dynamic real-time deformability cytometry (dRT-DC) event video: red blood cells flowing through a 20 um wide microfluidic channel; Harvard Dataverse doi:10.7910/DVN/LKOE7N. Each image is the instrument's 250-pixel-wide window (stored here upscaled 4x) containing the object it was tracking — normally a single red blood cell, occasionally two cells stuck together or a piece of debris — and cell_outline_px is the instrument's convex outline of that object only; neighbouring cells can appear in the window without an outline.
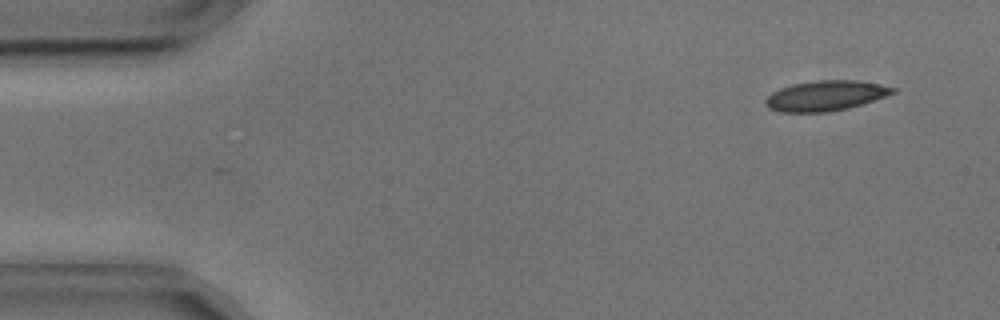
{"species": "common noctule bat (a hibernating species)", "species_latin": "Nyctalus noctula", "temperature_condition": "cold", "stored_images_in_passage": 54, "camera_frame_rate_fps": 3000, "um_per_image_px": 0.085, "animal": {"sex": "male", "body_mass_g": 17.9, "forearm_length_mm": 54.2}, "frame": {"image": 1, "passage_image": 4, "time_ms": 1.0, "image_size_px": [1000, 320], "cell_outline_px": [[896, 92], [848, 108], [828, 112], [780, 112], [768, 108], [764, 100], [772, 92], [780, 88], [792, 84], [816, 80], [856, 80], [880, 84], [896, 88]], "centroid_in_image_um": [70.14, 8.13], "position_along_channel_um": 14.9, "area_um2": 22.25}}
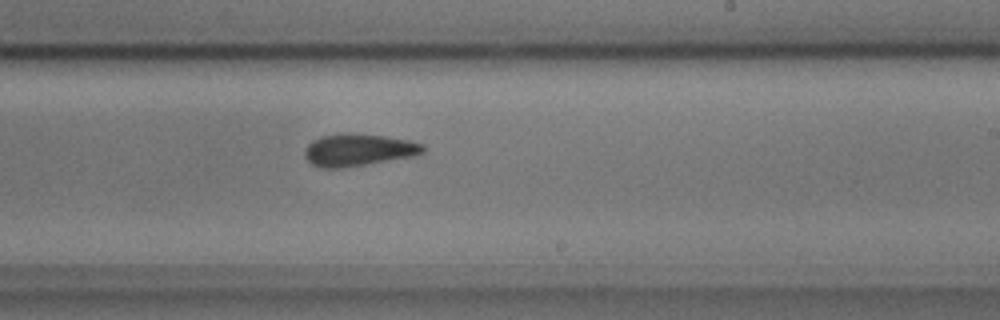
{"frame": {"image": 2, "passage_image": 32, "time_ms": 10.333, "image_size_px": [1000, 320], "cell_outline_px": [[424, 152], [416, 156], [344, 168], [320, 168], [312, 164], [304, 156], [304, 152], [308, 144], [312, 140], [320, 136], [340, 132], [352, 132], [384, 136], [408, 140], [424, 144]], "centroid_in_image_um": [30.45, 12.73], "position_along_channel_um": 258.5, "area_um2": 22.66}}
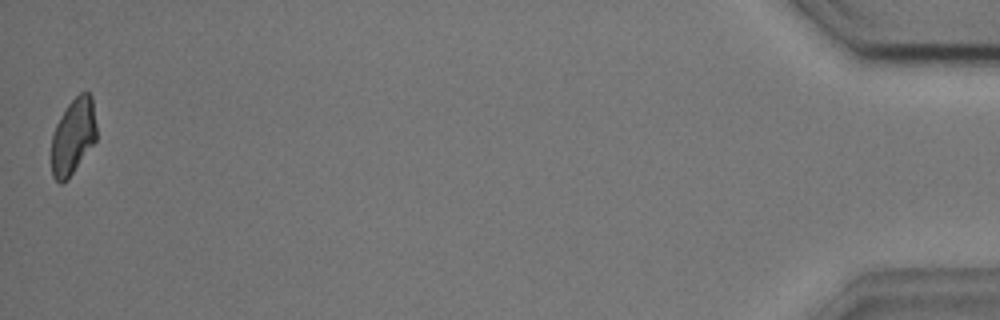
{"frame": {"image": 3, "passage_image": 54, "time_ms": 17.667, "image_size_px": [1000, 320], "cell_outline_px": [[96, 140], [68, 180], [60, 184], [52, 176], [52, 136], [56, 124], [60, 116], [68, 104], [80, 92], [88, 92], [92, 96], [96, 124]], "centroid_in_image_um": [6.22, 11.6], "position_along_channel_um": 429.0, "area_um2": 20.0}, "authors_computed_cell_mechanics": {"area_um2": 22.6576, "velocity_mm_per_s": 3.6195, "shape_relaxation_time_tau1_ms": 2.7646, "shape_relaxation_time_tau2_ms": 2.0693, "deformation_change_tau1": 0.0876, "deformation_change_tau2": 0.0724}}